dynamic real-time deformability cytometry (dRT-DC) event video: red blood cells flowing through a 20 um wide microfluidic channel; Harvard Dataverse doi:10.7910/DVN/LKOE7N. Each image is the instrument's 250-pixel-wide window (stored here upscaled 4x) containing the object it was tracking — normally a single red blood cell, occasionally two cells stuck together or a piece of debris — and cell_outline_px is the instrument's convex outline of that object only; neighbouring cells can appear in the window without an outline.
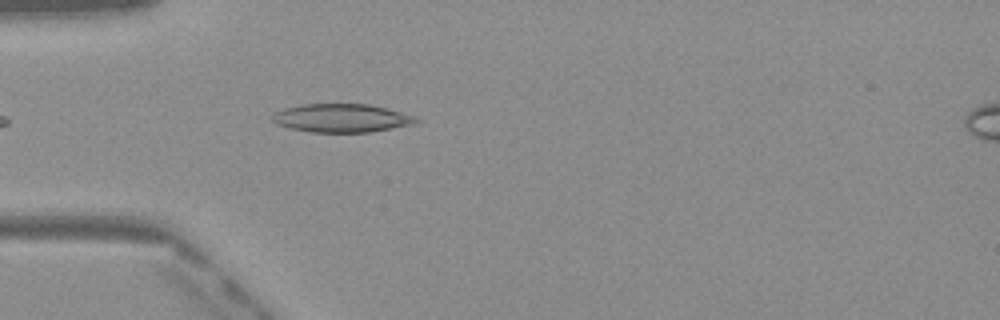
{"species": "Egyptian fruit bat (a non-hibernating species)", "species_latin": "Rousettus aegyptiacus", "temperature_condition": "warm", "stored_images_in_passage": 25, "camera_frame_rate_fps": 3000, "um_per_image_px": 0.085, "frame": {"image": 1, "passage_image": 4, "time_ms": 1.0, "image_size_px": [1000, 320], "cell_outline_px": [[420, 120], [416, 124], [368, 132], [312, 132], [288, 128], [276, 124], [272, 120], [272, 116], [276, 112], [284, 108], [300, 104], [368, 104], [416, 116]], "centroid_in_image_um": [29.02, 10.04], "position_along_channel_um": 56.0, "area_um2": 23.76}}
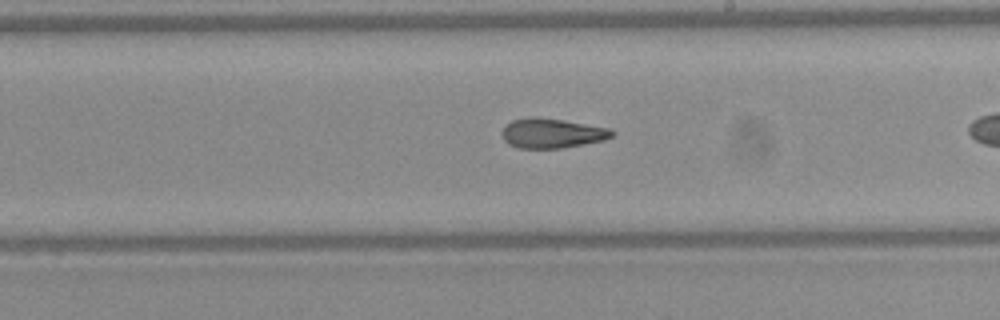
{"frame": {"image": 2, "passage_image": 15, "time_ms": 4.667, "image_size_px": [1000, 320], "cell_outline_px": [[616, 132], [612, 136], [604, 140], [584, 144], [560, 148], [520, 148], [508, 144], [504, 140], [500, 132], [512, 120], [528, 116], [532, 116], [564, 120], [612, 128]], "centroid_in_image_um": [46.93, 11.31], "position_along_channel_um": 242.1, "area_um2": 19.19}}
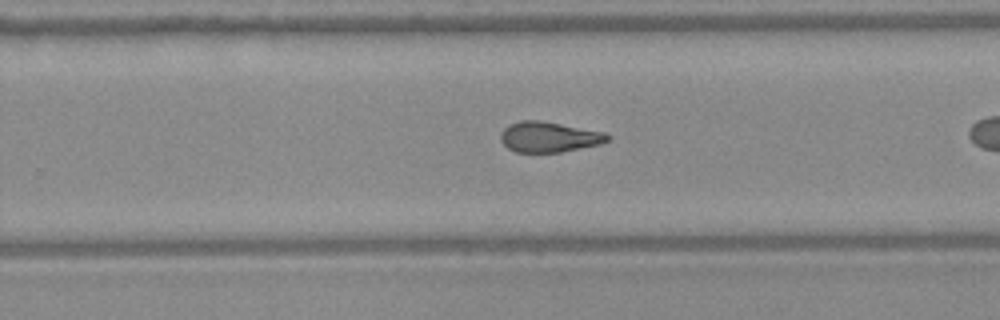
{"frame": {"image": 3, "passage_image": 18, "time_ms": 5.667, "image_size_px": [1000, 320], "cell_outline_px": [[612, 136], [608, 140], [600, 144], [560, 152], [516, 152], [508, 148], [500, 140], [500, 132], [508, 124], [520, 120], [540, 120], [604, 132]], "centroid_in_image_um": [46.63, 11.63], "position_along_channel_um": 283.2, "area_um2": 18.96}}